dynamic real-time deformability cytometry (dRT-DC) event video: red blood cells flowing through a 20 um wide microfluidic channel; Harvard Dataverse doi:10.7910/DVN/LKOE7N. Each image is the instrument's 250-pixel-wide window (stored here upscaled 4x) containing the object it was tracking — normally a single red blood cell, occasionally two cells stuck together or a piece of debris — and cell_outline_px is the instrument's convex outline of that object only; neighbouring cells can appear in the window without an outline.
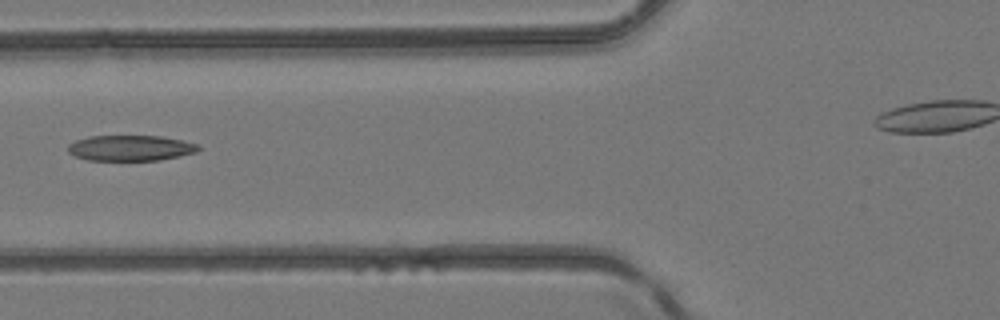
{"species": "common noctule bat (a hibernating species)", "species_latin": "Nyctalus noctula", "temperature_condition": "room temperature", "stored_images_in_passage": 8, "segment_of_instrument_passage": [1, 2], "camera_frame_rate_fps": 3000, "um_per_image_px": 0.085, "animal": {"sex": "female", "body_mass_g": 24.6, "forearm_length_mm": 56.2}, "frame": {"image": 1, "passage_image": 6, "time_ms": 6.0, "image_size_px": [1000, 320], "cell_outline_px": [[200, 148], [196, 152], [180, 156], [160, 160], [88, 160], [76, 156], [68, 152], [68, 144], [76, 140], [88, 136], [160, 136], [200, 144]], "centroid_in_image_um": [11.1, 12.58], "position_along_channel_um": 114.7, "area_um2": 19.42}}
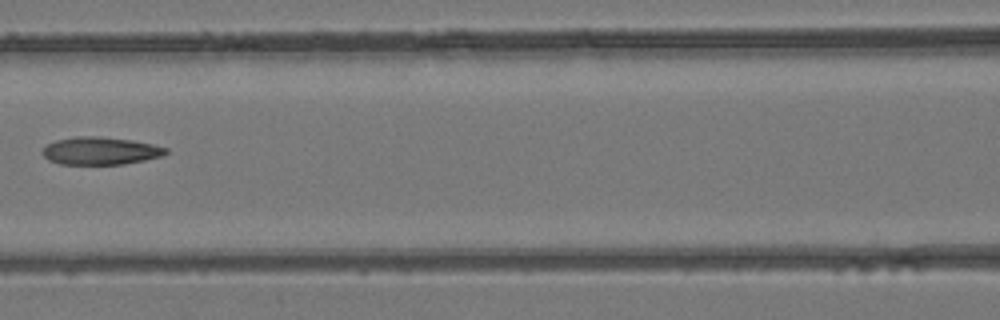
{"frame": {"image": 2, "passage_image": 7, "time_ms": 7.0, "image_size_px": [1000, 320], "cell_outline_px": [[168, 152], [164, 156], [124, 164], [60, 164], [48, 160], [40, 152], [48, 144], [56, 140], [76, 136], [96, 136], [132, 140], [152, 144], [168, 148]], "centroid_in_image_um": [8.54, 12.82], "position_along_channel_um": 158.1, "area_um2": 19.94}}